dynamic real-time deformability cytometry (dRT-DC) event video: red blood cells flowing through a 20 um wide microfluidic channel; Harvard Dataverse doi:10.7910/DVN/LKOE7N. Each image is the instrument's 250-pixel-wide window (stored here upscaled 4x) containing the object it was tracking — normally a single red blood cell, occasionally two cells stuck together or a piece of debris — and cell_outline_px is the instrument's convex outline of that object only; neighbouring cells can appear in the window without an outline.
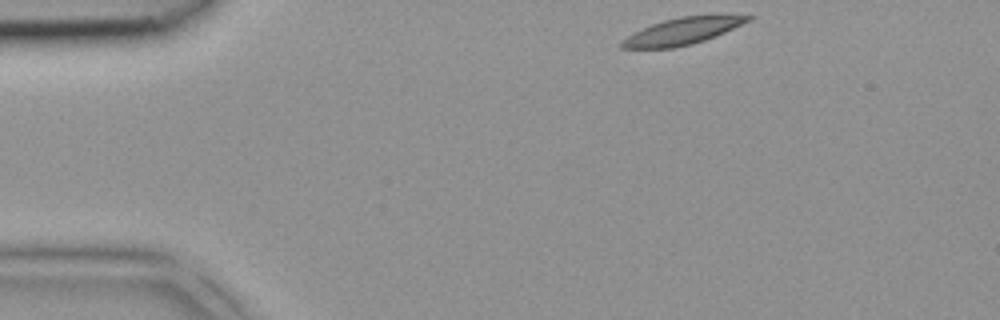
{"species": "common noctule bat (a hibernating species)", "species_latin": "Nyctalus noctula", "temperature_condition": "room temperature", "stored_images_in_passage": 3, "camera_frame_rate_fps": 3000, "um_per_image_px": 0.085, "animal": {"sex": "female", "body_mass_g": 18.4}, "frame": {"image": 1, "passage_image": 1, "time_ms": 0.0, "image_size_px": [1000, 320], "cell_outline_px": [[756, 16], [752, 20], [724, 32], [704, 40], [692, 44], [672, 48], [620, 48], [620, 40], [632, 32], [652, 24], [664, 20], [680, 16]], "centroid_in_image_um": [57.92, 2.66], "position_along_channel_um": 27.1, "area_um2": 19.36}}
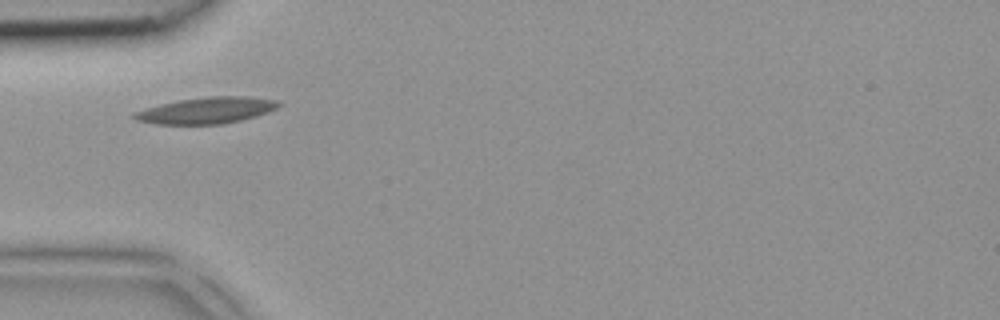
{"frame": {"image": 2, "passage_image": 3, "time_ms": 0.667, "image_size_px": [1000, 320], "cell_outline_px": [[280, 104], [276, 108], [268, 112], [256, 116], [224, 124], [152, 124], [136, 120], [132, 116], [132, 112], [160, 104], [180, 100], [212, 96], [248, 96], [280, 100]], "centroid_in_image_um": [17.55, 9.38], "position_along_channel_um": 67.4, "area_um2": 22.2}}